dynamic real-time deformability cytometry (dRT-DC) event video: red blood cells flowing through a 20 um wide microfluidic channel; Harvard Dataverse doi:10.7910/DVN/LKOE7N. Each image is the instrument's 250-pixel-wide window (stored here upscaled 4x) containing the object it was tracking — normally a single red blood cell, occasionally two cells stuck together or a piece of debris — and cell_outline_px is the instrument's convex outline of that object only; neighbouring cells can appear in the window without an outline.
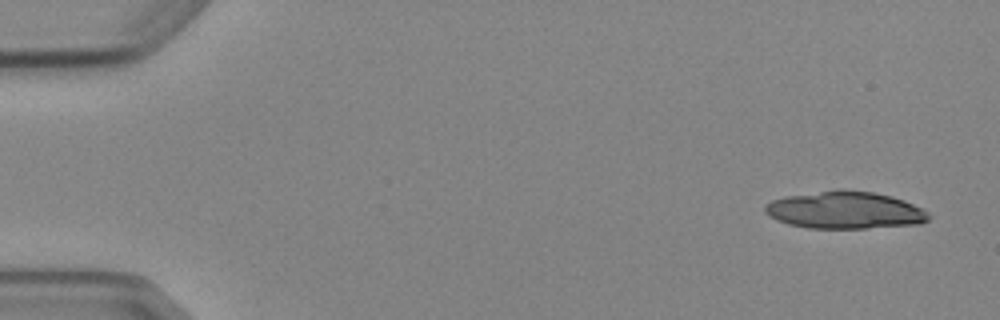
{"species": "Egyptian fruit bat (a non-hibernating species)", "species_latin": "Rousettus aegyptiacus", "temperature_condition": "cold", "stored_images_in_passage": 4, "camera_frame_rate_fps": 3000, "um_per_image_px": 0.085, "animal": {"sex": "female"}, "frame": {"image": 1, "passage_image": 1, "time_ms": 0.0, "image_size_px": [1000, 320], "cell_outline_px": [[932, 216], [928, 220], [920, 224], [868, 228], [808, 228], [788, 224], [776, 220], [768, 216], [764, 212], [764, 204], [772, 200], [784, 196], [840, 188], [844, 188], [872, 192], [892, 196], [904, 200], [924, 208]], "centroid_in_image_um": [71.82, 17.85], "position_along_channel_um": 13.2, "area_um2": 36.24}}